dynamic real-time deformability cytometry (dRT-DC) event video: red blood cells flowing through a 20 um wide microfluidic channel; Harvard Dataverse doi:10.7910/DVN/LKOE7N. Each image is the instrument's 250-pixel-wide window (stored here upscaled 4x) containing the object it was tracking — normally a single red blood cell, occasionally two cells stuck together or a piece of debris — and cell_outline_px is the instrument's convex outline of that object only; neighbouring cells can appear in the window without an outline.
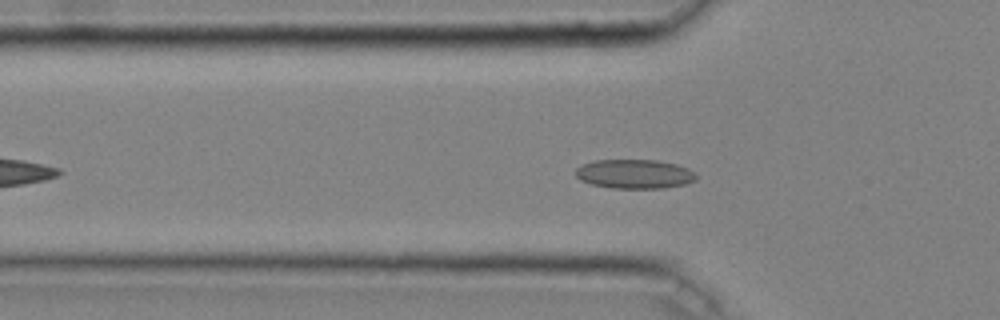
{"species": "common noctule bat (a hibernating species)", "species_latin": "Nyctalus noctula", "temperature_condition": "cold", "stored_images_in_passage": 42, "camera_frame_rate_fps": 3000, "um_per_image_px": 0.085, "animal": {"sex": "male", "body_mass_g": 20.4}, "frame": {"image": 1, "passage_image": 10, "time_ms": 3.0, "image_size_px": [1000, 320], "cell_outline_px": [[696, 180], [684, 184], [664, 188], [612, 188], [592, 184], [580, 180], [576, 176], [576, 168], [580, 164], [596, 160], [656, 160], [676, 164], [688, 168], [696, 172]], "centroid_in_image_um": [53.93, 14.78], "position_along_channel_um": 71.9, "area_um2": 20.58}}
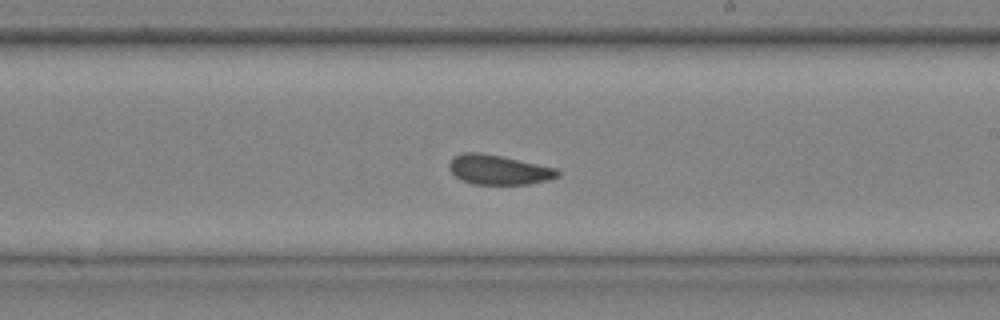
{"frame": {"image": 2, "passage_image": 23, "time_ms": 7.333, "image_size_px": [1000, 320], "cell_outline_px": [[560, 176], [548, 180], [528, 184], [472, 184], [460, 180], [448, 168], [448, 164], [452, 156], [460, 152], [480, 152], [500, 156], [556, 168], [560, 172]], "centroid_in_image_um": [42.33, 14.42], "position_along_channel_um": 246.7, "area_um2": 18.84}}
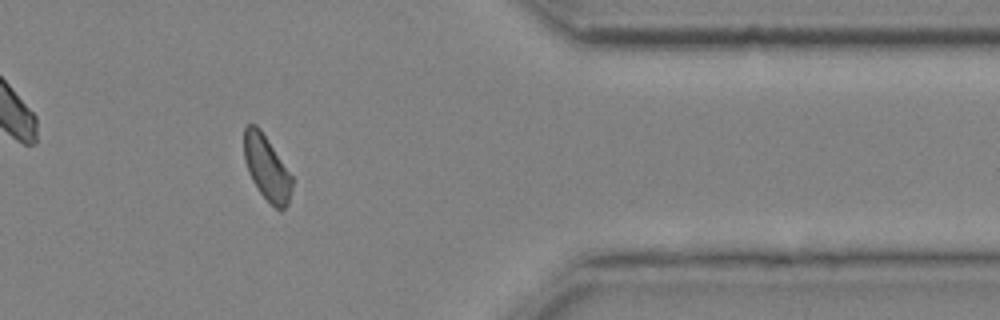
{"frame": {"image": 3, "passage_image": 35, "time_ms": 11.333, "image_size_px": [1000, 320], "cell_outline_px": [[296, 180], [288, 204], [280, 212], [260, 192], [252, 180], [248, 172], [244, 160], [244, 128], [248, 124], [256, 124], [260, 128]], "centroid_in_image_um": [22.71, 14.28], "position_along_channel_um": 388.7, "area_um2": 18.44}, "authors_computed_cell_mechanics": {"area_um2": 18.8139, "velocity_mm_per_s": 4.0329, "shape_relaxation_time_tau1_ms": null, "shape_relaxation_time_tau2_ms": 1.0519, "deformation_change_tau1": null, "deformation_change_tau2": 0.077}}